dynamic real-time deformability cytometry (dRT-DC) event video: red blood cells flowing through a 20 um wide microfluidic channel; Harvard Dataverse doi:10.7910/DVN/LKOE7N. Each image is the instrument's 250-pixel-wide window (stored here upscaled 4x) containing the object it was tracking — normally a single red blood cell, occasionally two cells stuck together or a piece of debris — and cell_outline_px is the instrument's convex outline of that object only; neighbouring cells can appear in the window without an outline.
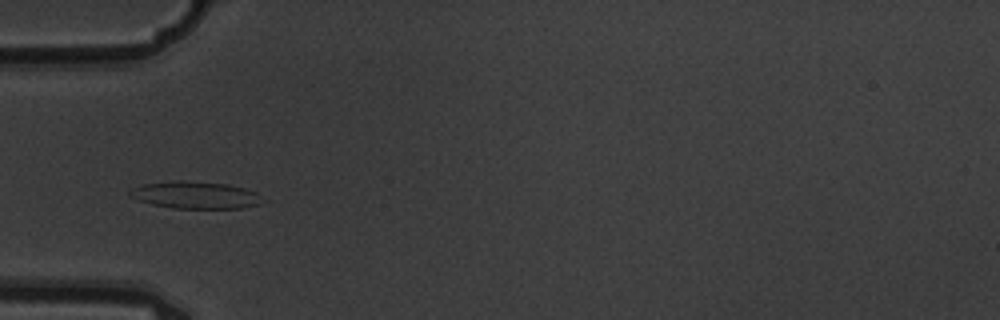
{"species": "common noctule bat (a hibernating species)", "species_latin": "Nyctalus noctula", "temperature_condition": "warm", "stored_images_in_passage": 5, "camera_frame_rate_fps": 3000, "um_per_image_px": 0.085, "animal": {"sex": "male", "body_mass_g": 19.5, "forearm_length_mm": 54.6}, "frame": {"image": 1, "passage_image": 4, "time_ms": 1.0, "image_size_px": [1000, 320], "cell_outline_px": [[260, 204], [240, 208], [172, 208], [152, 204], [128, 196], [128, 192], [132, 188], [144, 184], [176, 180], [184, 180], [228, 184], [244, 188], [256, 192]], "centroid_in_image_um": [16.54, 16.57], "position_along_channel_um": 68.5, "area_um2": 20.75}}